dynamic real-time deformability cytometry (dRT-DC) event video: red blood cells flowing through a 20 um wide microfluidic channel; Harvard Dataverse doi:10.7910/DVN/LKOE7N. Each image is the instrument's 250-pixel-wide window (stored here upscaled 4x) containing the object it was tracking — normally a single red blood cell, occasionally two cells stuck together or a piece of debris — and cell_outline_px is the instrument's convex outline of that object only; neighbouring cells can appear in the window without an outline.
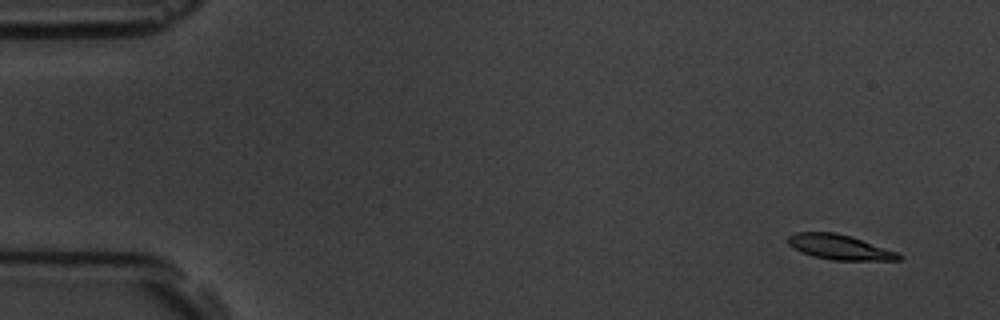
{"species": "common noctule bat (a hibernating species)", "species_latin": "Nyctalus noctula", "temperature_condition": "room temperature", "stored_images_in_passage": 10, "camera_frame_rate_fps": 3000, "um_per_image_px": 0.085, "animal": {"sex": "male", "body_mass_g": 19.5, "forearm_length_mm": 54.6}, "frame": {"image": 1, "passage_image": 1, "time_ms": 0.0, "image_size_px": [1000, 320], "cell_outline_px": [[904, 256], [900, 260], [832, 260], [812, 256], [800, 252], [788, 244], [788, 236], [796, 232], [836, 232], [852, 236], [900, 252]], "centroid_in_image_um": [71.41, 21.0], "position_along_channel_um": 13.6, "area_um2": 16.42}}
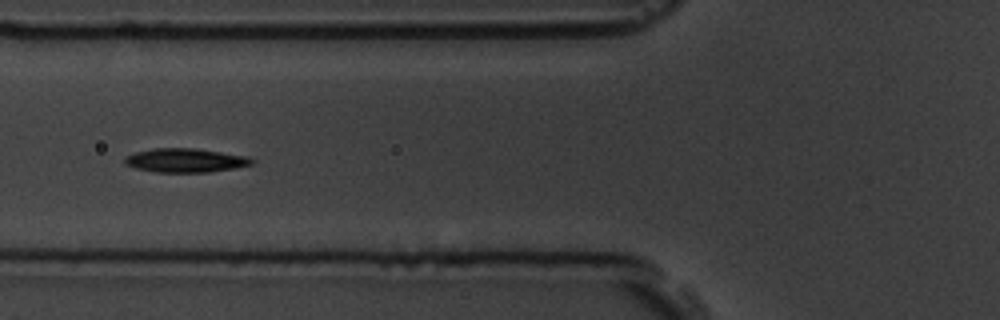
{"frame": {"image": 2, "passage_image": 6, "time_ms": 6.0, "image_size_px": [1000, 320], "cell_outline_px": [[256, 160], [252, 164], [232, 168], [208, 172], [156, 172], [136, 168], [124, 164], [124, 156], [136, 152], [152, 148], [196, 148], [248, 156]], "centroid_in_image_um": [15.74, 13.62], "position_along_channel_um": 110.1, "area_um2": 17.74}}
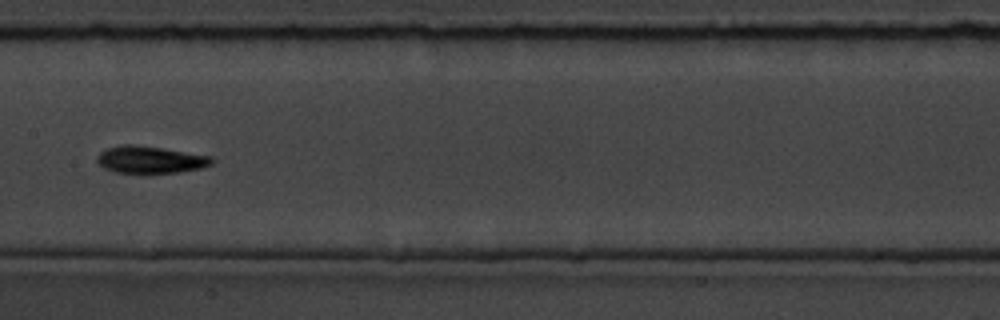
{"frame": {"image": 3, "passage_image": 8, "time_ms": 8.333, "image_size_px": [1000, 320], "cell_outline_px": [[216, 160], [212, 164], [200, 168], [180, 172], [116, 172], [104, 168], [96, 160], [96, 156], [100, 152], [108, 148], [120, 144], [136, 144], [164, 148], [212, 156]], "centroid_in_image_um": [12.79, 13.55], "position_along_channel_um": 194.6, "area_um2": 18.15}}